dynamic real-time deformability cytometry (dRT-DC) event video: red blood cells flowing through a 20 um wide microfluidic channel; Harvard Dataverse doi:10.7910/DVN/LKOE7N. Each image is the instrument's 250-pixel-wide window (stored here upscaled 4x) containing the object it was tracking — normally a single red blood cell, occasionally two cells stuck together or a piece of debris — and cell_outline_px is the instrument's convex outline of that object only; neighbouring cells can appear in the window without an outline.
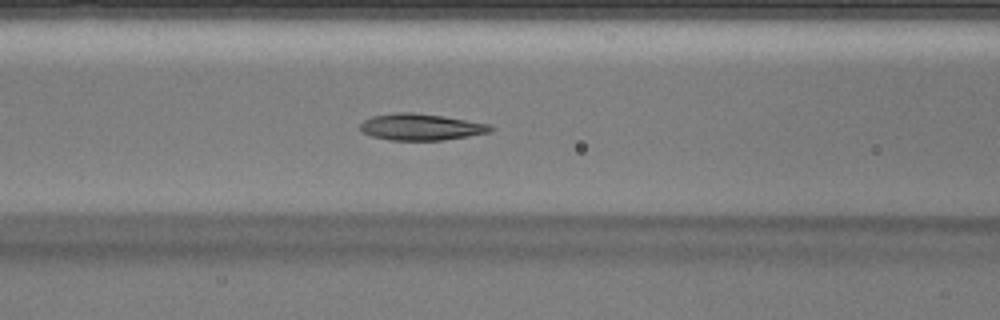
{"species": "Egyptian fruit bat (a non-hibernating species)", "species_latin": "Rousettus aegyptiacus", "temperature_condition": "warm", "stored_images_in_passage": 44, "camera_frame_rate_fps": 3000, "um_per_image_px": 0.085, "animal": {"sex": "male"}, "frame": {"image": 1, "passage_image": 17, "time_ms": 5.333, "image_size_px": [1000, 320], "cell_outline_px": [[492, 128], [488, 132], [468, 136], [444, 140], [388, 140], [372, 136], [364, 132], [360, 128], [360, 124], [364, 120], [372, 116], [396, 112], [412, 112], [444, 116], [492, 124]], "centroid_in_image_um": [35.78, 10.78], "position_along_channel_um": 130.8, "area_um2": 20.11}}
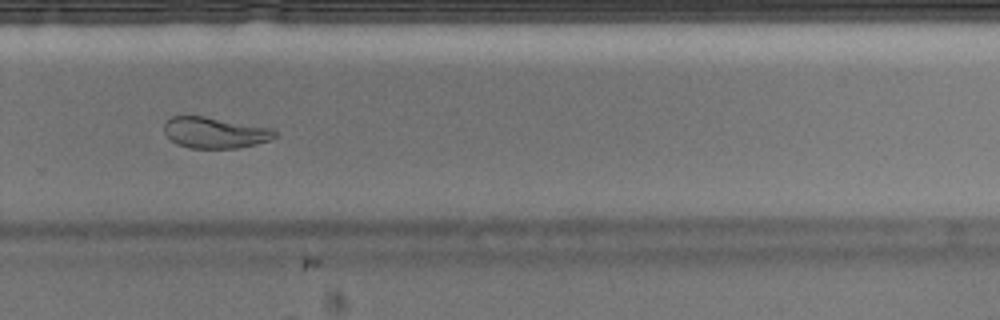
{"frame": {"image": 2, "passage_image": 29, "time_ms": 9.333, "image_size_px": [1000, 320], "cell_outline_px": [[276, 136], [268, 140], [256, 144], [240, 148], [192, 148], [180, 144], [172, 140], [164, 132], [164, 120], [172, 116], [204, 116], [272, 128], [276, 132]], "centroid_in_image_um": [18.26, 11.26], "position_along_channel_um": 311.5, "area_um2": 19.88}}
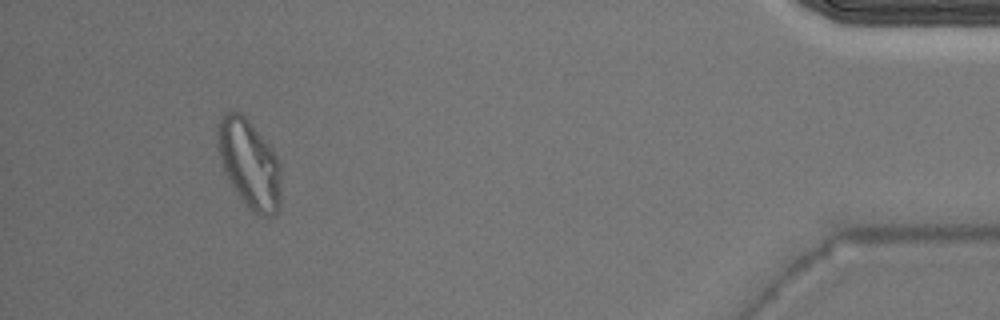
{"frame": {"image": 3, "passage_image": 40, "time_ms": 13.0, "image_size_px": [1000, 320], "cell_outline_px": [[280, 204], [276, 212], [272, 216], [260, 216], [244, 204], [228, 180], [216, 144], [216, 132], [220, 116], [232, 108], [240, 112], [248, 120], [264, 140], [276, 156], [280, 168]], "centroid_in_image_um": [21.16, 13.9], "position_along_channel_um": 414.0, "area_um2": 32.54}}